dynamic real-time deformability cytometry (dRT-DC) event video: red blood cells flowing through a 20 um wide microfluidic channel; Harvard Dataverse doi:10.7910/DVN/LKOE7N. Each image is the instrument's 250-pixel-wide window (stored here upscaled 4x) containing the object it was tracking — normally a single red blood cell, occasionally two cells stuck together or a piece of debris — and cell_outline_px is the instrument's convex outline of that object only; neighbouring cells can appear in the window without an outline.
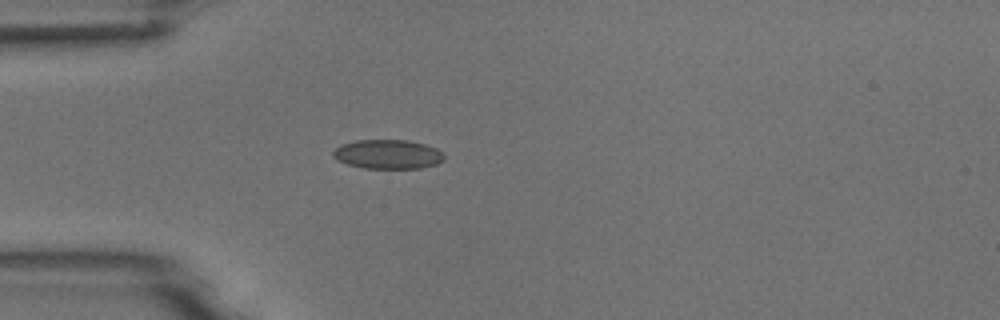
{"species": "common noctule bat (a hibernating species)", "species_latin": "Nyctalus noctula", "temperature_condition": "room temperature", "stored_images_in_passage": 4, "camera_frame_rate_fps": 3000, "um_per_image_px": 0.085, "animal": {"sex": "male", "body_mass_g": 18.8}, "frame": {"image": 1, "passage_image": 4, "time_ms": 4.0, "image_size_px": [1000, 320], "cell_outline_px": [[444, 160], [436, 164], [420, 168], [364, 168], [348, 164], [336, 160], [332, 156], [332, 152], [340, 144], [356, 140], [408, 140], [424, 144], [436, 148], [444, 152]], "centroid_in_image_um": [32.96, 13.1], "position_along_channel_um": 52.0, "area_um2": 19.02}}